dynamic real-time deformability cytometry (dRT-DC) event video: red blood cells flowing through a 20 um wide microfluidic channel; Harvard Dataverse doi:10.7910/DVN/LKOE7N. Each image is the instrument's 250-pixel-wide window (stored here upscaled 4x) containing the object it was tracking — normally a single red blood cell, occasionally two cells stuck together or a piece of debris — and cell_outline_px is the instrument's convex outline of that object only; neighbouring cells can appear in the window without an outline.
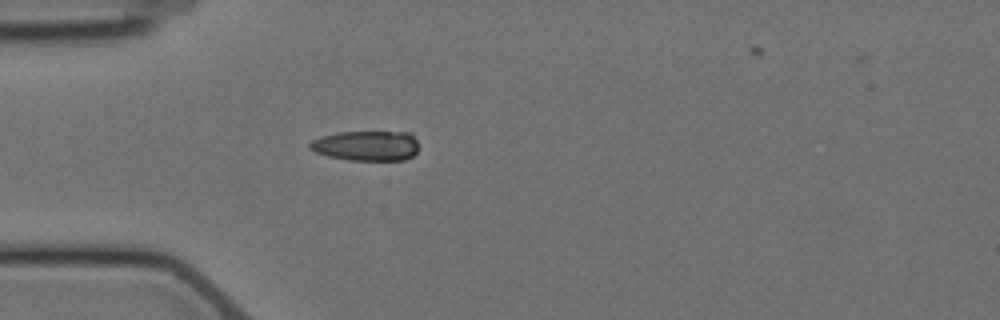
{"species": "Egyptian fruit bat (a non-hibernating species)", "species_latin": "Rousettus aegyptiacus", "temperature_condition": "cold", "stored_images_in_passage": 1, "camera_frame_rate_fps": 3000, "um_per_image_px": 0.085, "animal": {"sex": "female"}, "frame": {"image": 1, "passage_image": 1, "time_ms": 0.0, "image_size_px": [1000, 320], "cell_outline_px": [[416, 152], [412, 156], [404, 160], [348, 160], [328, 156], [316, 152], [308, 148], [308, 144], [312, 140], [320, 136], [336, 132], [412, 132], [416, 140]], "centroid_in_image_um": [31.11, 12.38], "position_along_channel_um": 53.9, "area_um2": 19.19}}